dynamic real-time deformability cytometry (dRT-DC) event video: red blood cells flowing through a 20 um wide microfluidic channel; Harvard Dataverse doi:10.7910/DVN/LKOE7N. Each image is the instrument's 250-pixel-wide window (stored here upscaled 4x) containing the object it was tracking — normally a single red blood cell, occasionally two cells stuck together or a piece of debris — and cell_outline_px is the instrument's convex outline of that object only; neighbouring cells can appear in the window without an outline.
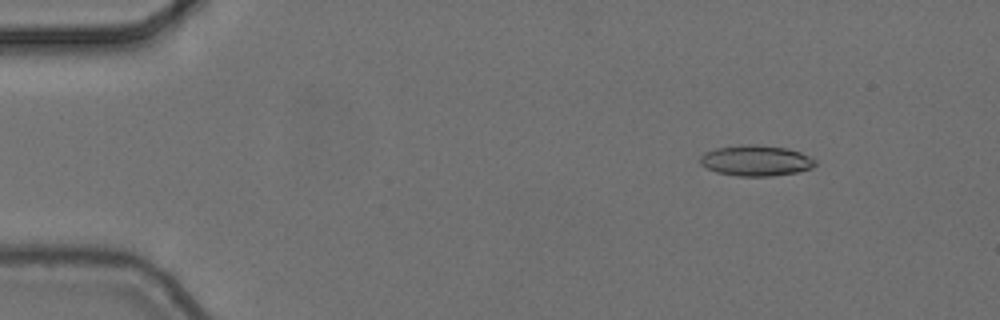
{"species": "common noctule bat (a hibernating species)", "species_latin": "Nyctalus noctula", "temperature_condition": "cold", "stored_images_in_passage": 10, "camera_frame_rate_fps": 3000, "um_per_image_px": 0.085, "animal": {"sex": "female", "body_mass_g": 24.6, "forearm_length_mm": 56.2}, "frame": {"image": 1, "passage_image": 1, "time_ms": 0.0, "image_size_px": [1000, 320], "cell_outline_px": [[816, 164], [812, 168], [796, 172], [772, 176], [736, 176], [716, 172], [700, 164], [700, 156], [704, 152], [716, 148], [744, 144], [756, 144], [788, 148], [800, 152], [816, 160]], "centroid_in_image_um": [64.24, 13.64], "position_along_channel_um": 20.8, "area_um2": 20.69}}
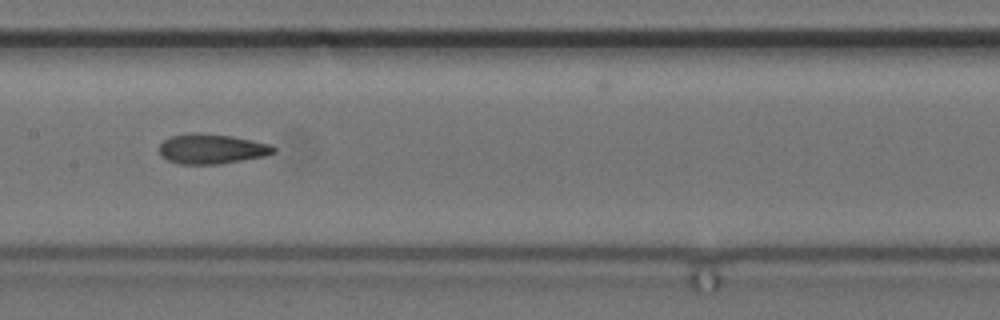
{"frame": {"image": 2, "passage_image": 7, "time_ms": 2.0, "image_size_px": [1000, 320], "cell_outline_px": [[276, 152], [264, 156], [220, 164], [180, 164], [168, 160], [160, 156], [160, 144], [164, 140], [172, 136], [188, 132], [196, 132], [232, 136], [272, 144], [276, 148]], "centroid_in_image_um": [18.0, 12.65], "position_along_channel_um": 189.4, "area_um2": 20.06}}
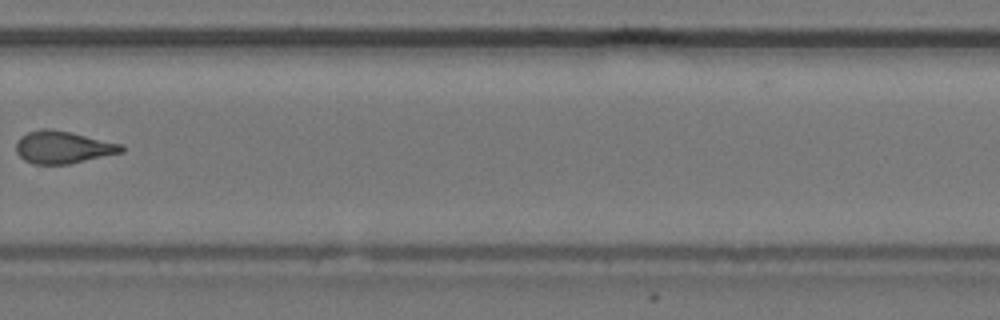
{"frame": {"image": 3, "passage_image": 10, "time_ms": 3.0, "image_size_px": [1000, 320], "cell_outline_px": [[124, 152], [68, 164], [32, 164], [24, 160], [16, 152], [16, 144], [20, 136], [28, 132], [40, 128], [52, 128], [124, 144]], "centroid_in_image_um": [5.35, 12.51], "position_along_channel_um": 324.4, "area_um2": 20.06}}